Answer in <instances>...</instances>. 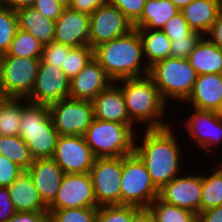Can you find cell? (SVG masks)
<instances>
[{"instance_id": "cell-1", "label": "cell", "mask_w": 222, "mask_h": 222, "mask_svg": "<svg viewBox=\"0 0 222 222\" xmlns=\"http://www.w3.org/2000/svg\"><path fill=\"white\" fill-rule=\"evenodd\" d=\"M171 127L147 129L142 144L134 152L146 165L152 183L160 190L177 177L180 169V146Z\"/></svg>"}, {"instance_id": "cell-2", "label": "cell", "mask_w": 222, "mask_h": 222, "mask_svg": "<svg viewBox=\"0 0 222 222\" xmlns=\"http://www.w3.org/2000/svg\"><path fill=\"white\" fill-rule=\"evenodd\" d=\"M142 57L145 55L137 29L93 48V58L113 82L148 75V66L140 68Z\"/></svg>"}, {"instance_id": "cell-3", "label": "cell", "mask_w": 222, "mask_h": 222, "mask_svg": "<svg viewBox=\"0 0 222 222\" xmlns=\"http://www.w3.org/2000/svg\"><path fill=\"white\" fill-rule=\"evenodd\" d=\"M119 81L123 83L120 88L123 91L128 116L133 123L146 122L147 129L171 126L162 121L167 103L149 75L121 79L116 82Z\"/></svg>"}, {"instance_id": "cell-4", "label": "cell", "mask_w": 222, "mask_h": 222, "mask_svg": "<svg viewBox=\"0 0 222 222\" xmlns=\"http://www.w3.org/2000/svg\"><path fill=\"white\" fill-rule=\"evenodd\" d=\"M26 100L20 121L19 136L28 146L33 160L52 158L59 134L49 113V106Z\"/></svg>"}, {"instance_id": "cell-5", "label": "cell", "mask_w": 222, "mask_h": 222, "mask_svg": "<svg viewBox=\"0 0 222 222\" xmlns=\"http://www.w3.org/2000/svg\"><path fill=\"white\" fill-rule=\"evenodd\" d=\"M133 125L94 119L84 138L96 158L123 157L134 153Z\"/></svg>"}, {"instance_id": "cell-6", "label": "cell", "mask_w": 222, "mask_h": 222, "mask_svg": "<svg viewBox=\"0 0 222 222\" xmlns=\"http://www.w3.org/2000/svg\"><path fill=\"white\" fill-rule=\"evenodd\" d=\"M152 78L163 100L186 101L192 93L197 73L188 59L168 57L149 67ZM167 99V100H166Z\"/></svg>"}, {"instance_id": "cell-7", "label": "cell", "mask_w": 222, "mask_h": 222, "mask_svg": "<svg viewBox=\"0 0 222 222\" xmlns=\"http://www.w3.org/2000/svg\"><path fill=\"white\" fill-rule=\"evenodd\" d=\"M159 196V190L152 183L146 165L134 152L122 157L120 184V205L148 209Z\"/></svg>"}, {"instance_id": "cell-8", "label": "cell", "mask_w": 222, "mask_h": 222, "mask_svg": "<svg viewBox=\"0 0 222 222\" xmlns=\"http://www.w3.org/2000/svg\"><path fill=\"white\" fill-rule=\"evenodd\" d=\"M49 113L59 136H84L95 119L92 101L71 97L50 104Z\"/></svg>"}, {"instance_id": "cell-9", "label": "cell", "mask_w": 222, "mask_h": 222, "mask_svg": "<svg viewBox=\"0 0 222 222\" xmlns=\"http://www.w3.org/2000/svg\"><path fill=\"white\" fill-rule=\"evenodd\" d=\"M41 58L3 56L0 85L8 97L27 98L33 89Z\"/></svg>"}, {"instance_id": "cell-10", "label": "cell", "mask_w": 222, "mask_h": 222, "mask_svg": "<svg viewBox=\"0 0 222 222\" xmlns=\"http://www.w3.org/2000/svg\"><path fill=\"white\" fill-rule=\"evenodd\" d=\"M122 157L96 158L89 175L98 207L120 205Z\"/></svg>"}, {"instance_id": "cell-11", "label": "cell", "mask_w": 222, "mask_h": 222, "mask_svg": "<svg viewBox=\"0 0 222 222\" xmlns=\"http://www.w3.org/2000/svg\"><path fill=\"white\" fill-rule=\"evenodd\" d=\"M134 24L109 1L90 15L89 46L94 47L124 36Z\"/></svg>"}, {"instance_id": "cell-12", "label": "cell", "mask_w": 222, "mask_h": 222, "mask_svg": "<svg viewBox=\"0 0 222 222\" xmlns=\"http://www.w3.org/2000/svg\"><path fill=\"white\" fill-rule=\"evenodd\" d=\"M52 159L65 174L89 173L96 156L84 136H59Z\"/></svg>"}, {"instance_id": "cell-13", "label": "cell", "mask_w": 222, "mask_h": 222, "mask_svg": "<svg viewBox=\"0 0 222 222\" xmlns=\"http://www.w3.org/2000/svg\"><path fill=\"white\" fill-rule=\"evenodd\" d=\"M70 82L61 67L41 60L32 92L26 99L31 103L49 106L69 97Z\"/></svg>"}, {"instance_id": "cell-14", "label": "cell", "mask_w": 222, "mask_h": 222, "mask_svg": "<svg viewBox=\"0 0 222 222\" xmlns=\"http://www.w3.org/2000/svg\"><path fill=\"white\" fill-rule=\"evenodd\" d=\"M98 208L89 173L65 174L48 210Z\"/></svg>"}, {"instance_id": "cell-15", "label": "cell", "mask_w": 222, "mask_h": 222, "mask_svg": "<svg viewBox=\"0 0 222 222\" xmlns=\"http://www.w3.org/2000/svg\"><path fill=\"white\" fill-rule=\"evenodd\" d=\"M202 176L175 177L159 190V198L166 203L200 213Z\"/></svg>"}, {"instance_id": "cell-16", "label": "cell", "mask_w": 222, "mask_h": 222, "mask_svg": "<svg viewBox=\"0 0 222 222\" xmlns=\"http://www.w3.org/2000/svg\"><path fill=\"white\" fill-rule=\"evenodd\" d=\"M90 15L65 8L55 21L53 42L80 47L89 45Z\"/></svg>"}, {"instance_id": "cell-17", "label": "cell", "mask_w": 222, "mask_h": 222, "mask_svg": "<svg viewBox=\"0 0 222 222\" xmlns=\"http://www.w3.org/2000/svg\"><path fill=\"white\" fill-rule=\"evenodd\" d=\"M193 109L194 112L186 120L185 127L196 141L195 144L212 154L211 145H218L222 141V118L215 111Z\"/></svg>"}, {"instance_id": "cell-18", "label": "cell", "mask_w": 222, "mask_h": 222, "mask_svg": "<svg viewBox=\"0 0 222 222\" xmlns=\"http://www.w3.org/2000/svg\"><path fill=\"white\" fill-rule=\"evenodd\" d=\"M112 82L103 67L92 58L71 80L69 97L93 101Z\"/></svg>"}, {"instance_id": "cell-19", "label": "cell", "mask_w": 222, "mask_h": 222, "mask_svg": "<svg viewBox=\"0 0 222 222\" xmlns=\"http://www.w3.org/2000/svg\"><path fill=\"white\" fill-rule=\"evenodd\" d=\"M26 171L31 176L41 200L48 207L57 196L64 171L52 158L33 160Z\"/></svg>"}, {"instance_id": "cell-20", "label": "cell", "mask_w": 222, "mask_h": 222, "mask_svg": "<svg viewBox=\"0 0 222 222\" xmlns=\"http://www.w3.org/2000/svg\"><path fill=\"white\" fill-rule=\"evenodd\" d=\"M114 84L112 82L92 101L94 118L125 125H134L126 110L123 91Z\"/></svg>"}, {"instance_id": "cell-21", "label": "cell", "mask_w": 222, "mask_h": 222, "mask_svg": "<svg viewBox=\"0 0 222 222\" xmlns=\"http://www.w3.org/2000/svg\"><path fill=\"white\" fill-rule=\"evenodd\" d=\"M186 102L198 110L218 112L222 106V75H197L192 93Z\"/></svg>"}, {"instance_id": "cell-22", "label": "cell", "mask_w": 222, "mask_h": 222, "mask_svg": "<svg viewBox=\"0 0 222 222\" xmlns=\"http://www.w3.org/2000/svg\"><path fill=\"white\" fill-rule=\"evenodd\" d=\"M180 12L193 31L207 35L222 12V0H193Z\"/></svg>"}, {"instance_id": "cell-23", "label": "cell", "mask_w": 222, "mask_h": 222, "mask_svg": "<svg viewBox=\"0 0 222 222\" xmlns=\"http://www.w3.org/2000/svg\"><path fill=\"white\" fill-rule=\"evenodd\" d=\"M7 188L15 211H48L27 171H23Z\"/></svg>"}, {"instance_id": "cell-24", "label": "cell", "mask_w": 222, "mask_h": 222, "mask_svg": "<svg viewBox=\"0 0 222 222\" xmlns=\"http://www.w3.org/2000/svg\"><path fill=\"white\" fill-rule=\"evenodd\" d=\"M203 36L194 50L189 54L188 61L197 75L222 73V50L210 39Z\"/></svg>"}, {"instance_id": "cell-25", "label": "cell", "mask_w": 222, "mask_h": 222, "mask_svg": "<svg viewBox=\"0 0 222 222\" xmlns=\"http://www.w3.org/2000/svg\"><path fill=\"white\" fill-rule=\"evenodd\" d=\"M18 29L32 34L43 45L54 40L55 21L43 17L33 6L16 11Z\"/></svg>"}, {"instance_id": "cell-26", "label": "cell", "mask_w": 222, "mask_h": 222, "mask_svg": "<svg viewBox=\"0 0 222 222\" xmlns=\"http://www.w3.org/2000/svg\"><path fill=\"white\" fill-rule=\"evenodd\" d=\"M180 11L169 0H147L134 29L162 30L165 24Z\"/></svg>"}, {"instance_id": "cell-27", "label": "cell", "mask_w": 222, "mask_h": 222, "mask_svg": "<svg viewBox=\"0 0 222 222\" xmlns=\"http://www.w3.org/2000/svg\"><path fill=\"white\" fill-rule=\"evenodd\" d=\"M146 54L145 66L151 67L159 60L170 57L171 40L162 30L137 29Z\"/></svg>"}, {"instance_id": "cell-28", "label": "cell", "mask_w": 222, "mask_h": 222, "mask_svg": "<svg viewBox=\"0 0 222 222\" xmlns=\"http://www.w3.org/2000/svg\"><path fill=\"white\" fill-rule=\"evenodd\" d=\"M23 99L25 102L26 98L9 97L0 107V135H19L20 121L23 112Z\"/></svg>"}, {"instance_id": "cell-29", "label": "cell", "mask_w": 222, "mask_h": 222, "mask_svg": "<svg viewBox=\"0 0 222 222\" xmlns=\"http://www.w3.org/2000/svg\"><path fill=\"white\" fill-rule=\"evenodd\" d=\"M153 222H196L194 212L166 203L159 197L155 198L148 207Z\"/></svg>"}, {"instance_id": "cell-30", "label": "cell", "mask_w": 222, "mask_h": 222, "mask_svg": "<svg viewBox=\"0 0 222 222\" xmlns=\"http://www.w3.org/2000/svg\"><path fill=\"white\" fill-rule=\"evenodd\" d=\"M0 155L16 163L24 171H26L33 162L28 146L19 135H0Z\"/></svg>"}, {"instance_id": "cell-31", "label": "cell", "mask_w": 222, "mask_h": 222, "mask_svg": "<svg viewBox=\"0 0 222 222\" xmlns=\"http://www.w3.org/2000/svg\"><path fill=\"white\" fill-rule=\"evenodd\" d=\"M209 176L202 175L200 212L222 205V165Z\"/></svg>"}, {"instance_id": "cell-32", "label": "cell", "mask_w": 222, "mask_h": 222, "mask_svg": "<svg viewBox=\"0 0 222 222\" xmlns=\"http://www.w3.org/2000/svg\"><path fill=\"white\" fill-rule=\"evenodd\" d=\"M43 46L32 34L18 29L8 51L3 56L41 58Z\"/></svg>"}, {"instance_id": "cell-33", "label": "cell", "mask_w": 222, "mask_h": 222, "mask_svg": "<svg viewBox=\"0 0 222 222\" xmlns=\"http://www.w3.org/2000/svg\"><path fill=\"white\" fill-rule=\"evenodd\" d=\"M93 58V49L89 46L72 47L69 53H65L62 71L70 81L90 62Z\"/></svg>"}, {"instance_id": "cell-34", "label": "cell", "mask_w": 222, "mask_h": 222, "mask_svg": "<svg viewBox=\"0 0 222 222\" xmlns=\"http://www.w3.org/2000/svg\"><path fill=\"white\" fill-rule=\"evenodd\" d=\"M18 30L17 15L8 6H0V53L8 51Z\"/></svg>"}, {"instance_id": "cell-35", "label": "cell", "mask_w": 222, "mask_h": 222, "mask_svg": "<svg viewBox=\"0 0 222 222\" xmlns=\"http://www.w3.org/2000/svg\"><path fill=\"white\" fill-rule=\"evenodd\" d=\"M98 208L48 210L49 222H96Z\"/></svg>"}, {"instance_id": "cell-36", "label": "cell", "mask_w": 222, "mask_h": 222, "mask_svg": "<svg viewBox=\"0 0 222 222\" xmlns=\"http://www.w3.org/2000/svg\"><path fill=\"white\" fill-rule=\"evenodd\" d=\"M139 210L138 207L126 205L101 206L97 209L96 222H131Z\"/></svg>"}, {"instance_id": "cell-37", "label": "cell", "mask_w": 222, "mask_h": 222, "mask_svg": "<svg viewBox=\"0 0 222 222\" xmlns=\"http://www.w3.org/2000/svg\"><path fill=\"white\" fill-rule=\"evenodd\" d=\"M204 35L192 31L189 35L171 40L170 57L188 59L189 54L194 50Z\"/></svg>"}, {"instance_id": "cell-38", "label": "cell", "mask_w": 222, "mask_h": 222, "mask_svg": "<svg viewBox=\"0 0 222 222\" xmlns=\"http://www.w3.org/2000/svg\"><path fill=\"white\" fill-rule=\"evenodd\" d=\"M71 46L51 42L43 46L41 60L46 64L61 67L64 65L65 53H69Z\"/></svg>"}, {"instance_id": "cell-39", "label": "cell", "mask_w": 222, "mask_h": 222, "mask_svg": "<svg viewBox=\"0 0 222 222\" xmlns=\"http://www.w3.org/2000/svg\"><path fill=\"white\" fill-rule=\"evenodd\" d=\"M162 31L170 40H173L183 38L189 35L193 30L184 19L183 14L179 12L165 24Z\"/></svg>"}, {"instance_id": "cell-40", "label": "cell", "mask_w": 222, "mask_h": 222, "mask_svg": "<svg viewBox=\"0 0 222 222\" xmlns=\"http://www.w3.org/2000/svg\"><path fill=\"white\" fill-rule=\"evenodd\" d=\"M116 6L133 24L142 15L147 0H108Z\"/></svg>"}, {"instance_id": "cell-41", "label": "cell", "mask_w": 222, "mask_h": 222, "mask_svg": "<svg viewBox=\"0 0 222 222\" xmlns=\"http://www.w3.org/2000/svg\"><path fill=\"white\" fill-rule=\"evenodd\" d=\"M23 171L16 163L0 155V187H8Z\"/></svg>"}, {"instance_id": "cell-42", "label": "cell", "mask_w": 222, "mask_h": 222, "mask_svg": "<svg viewBox=\"0 0 222 222\" xmlns=\"http://www.w3.org/2000/svg\"><path fill=\"white\" fill-rule=\"evenodd\" d=\"M33 7L46 18L54 21L62 14L65 9L56 0H35Z\"/></svg>"}, {"instance_id": "cell-43", "label": "cell", "mask_w": 222, "mask_h": 222, "mask_svg": "<svg viewBox=\"0 0 222 222\" xmlns=\"http://www.w3.org/2000/svg\"><path fill=\"white\" fill-rule=\"evenodd\" d=\"M6 222H49L48 211H16Z\"/></svg>"}, {"instance_id": "cell-44", "label": "cell", "mask_w": 222, "mask_h": 222, "mask_svg": "<svg viewBox=\"0 0 222 222\" xmlns=\"http://www.w3.org/2000/svg\"><path fill=\"white\" fill-rule=\"evenodd\" d=\"M15 212L8 188L0 187V222H6Z\"/></svg>"}, {"instance_id": "cell-45", "label": "cell", "mask_w": 222, "mask_h": 222, "mask_svg": "<svg viewBox=\"0 0 222 222\" xmlns=\"http://www.w3.org/2000/svg\"><path fill=\"white\" fill-rule=\"evenodd\" d=\"M108 0H72L70 9L91 15Z\"/></svg>"}, {"instance_id": "cell-46", "label": "cell", "mask_w": 222, "mask_h": 222, "mask_svg": "<svg viewBox=\"0 0 222 222\" xmlns=\"http://www.w3.org/2000/svg\"><path fill=\"white\" fill-rule=\"evenodd\" d=\"M196 222H222V205L198 213Z\"/></svg>"}, {"instance_id": "cell-47", "label": "cell", "mask_w": 222, "mask_h": 222, "mask_svg": "<svg viewBox=\"0 0 222 222\" xmlns=\"http://www.w3.org/2000/svg\"><path fill=\"white\" fill-rule=\"evenodd\" d=\"M209 34L211 37L209 39L222 50V12L216 18V21L213 23L212 28L207 35Z\"/></svg>"}, {"instance_id": "cell-48", "label": "cell", "mask_w": 222, "mask_h": 222, "mask_svg": "<svg viewBox=\"0 0 222 222\" xmlns=\"http://www.w3.org/2000/svg\"><path fill=\"white\" fill-rule=\"evenodd\" d=\"M35 0H5V6H8L15 12L33 6Z\"/></svg>"}, {"instance_id": "cell-49", "label": "cell", "mask_w": 222, "mask_h": 222, "mask_svg": "<svg viewBox=\"0 0 222 222\" xmlns=\"http://www.w3.org/2000/svg\"><path fill=\"white\" fill-rule=\"evenodd\" d=\"M131 222H153V217L148 209H140L133 217Z\"/></svg>"}, {"instance_id": "cell-50", "label": "cell", "mask_w": 222, "mask_h": 222, "mask_svg": "<svg viewBox=\"0 0 222 222\" xmlns=\"http://www.w3.org/2000/svg\"><path fill=\"white\" fill-rule=\"evenodd\" d=\"M176 8L181 11L185 6L189 5L193 0H169Z\"/></svg>"}, {"instance_id": "cell-51", "label": "cell", "mask_w": 222, "mask_h": 222, "mask_svg": "<svg viewBox=\"0 0 222 222\" xmlns=\"http://www.w3.org/2000/svg\"><path fill=\"white\" fill-rule=\"evenodd\" d=\"M9 97L6 95L4 88L0 85V107Z\"/></svg>"}, {"instance_id": "cell-52", "label": "cell", "mask_w": 222, "mask_h": 222, "mask_svg": "<svg viewBox=\"0 0 222 222\" xmlns=\"http://www.w3.org/2000/svg\"><path fill=\"white\" fill-rule=\"evenodd\" d=\"M64 8H69L72 0H56Z\"/></svg>"}, {"instance_id": "cell-53", "label": "cell", "mask_w": 222, "mask_h": 222, "mask_svg": "<svg viewBox=\"0 0 222 222\" xmlns=\"http://www.w3.org/2000/svg\"><path fill=\"white\" fill-rule=\"evenodd\" d=\"M2 58H3V54L0 53V78H1V69H2Z\"/></svg>"}, {"instance_id": "cell-54", "label": "cell", "mask_w": 222, "mask_h": 222, "mask_svg": "<svg viewBox=\"0 0 222 222\" xmlns=\"http://www.w3.org/2000/svg\"><path fill=\"white\" fill-rule=\"evenodd\" d=\"M218 114L222 118V106H221L220 110L218 111Z\"/></svg>"}, {"instance_id": "cell-55", "label": "cell", "mask_w": 222, "mask_h": 222, "mask_svg": "<svg viewBox=\"0 0 222 222\" xmlns=\"http://www.w3.org/2000/svg\"><path fill=\"white\" fill-rule=\"evenodd\" d=\"M5 5V0H0V6Z\"/></svg>"}]
</instances>
